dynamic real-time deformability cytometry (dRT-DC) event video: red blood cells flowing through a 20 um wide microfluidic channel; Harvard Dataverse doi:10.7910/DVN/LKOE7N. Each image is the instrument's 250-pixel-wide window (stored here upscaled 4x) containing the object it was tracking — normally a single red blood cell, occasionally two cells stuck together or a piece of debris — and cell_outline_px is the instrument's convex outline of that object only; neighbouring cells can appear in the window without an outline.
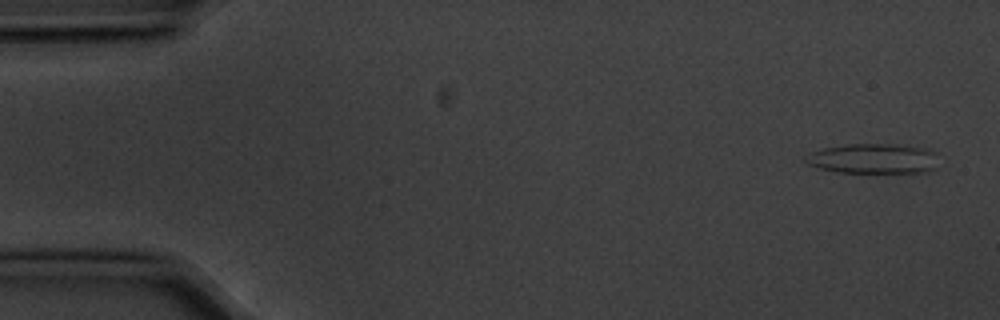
{"species": "common noctule bat (a hibernating species)", "species_latin": "Nyctalus noctula", "temperature_condition": "cold", "stored_images_in_passage": 5, "camera_frame_rate_fps": 3000, "um_per_image_px": 0.085, "animal": {"sex": "male", "body_mass_g": 20.1, "forearm_length_mm": 53.5}, "frame": {"image": 1, "passage_image": 1, "time_ms": 0.0, "image_size_px": [1000, 320], "cell_outline_px": [[936, 168], [928, 172], [836, 172], [820, 168], [808, 164], [804, 160], [812, 152], [824, 148], [848, 144], [892, 144], [928, 148], [936, 152]], "centroid_in_image_um": [74.28, 13.48], "position_along_channel_um": 10.7, "area_um2": 23.12}}
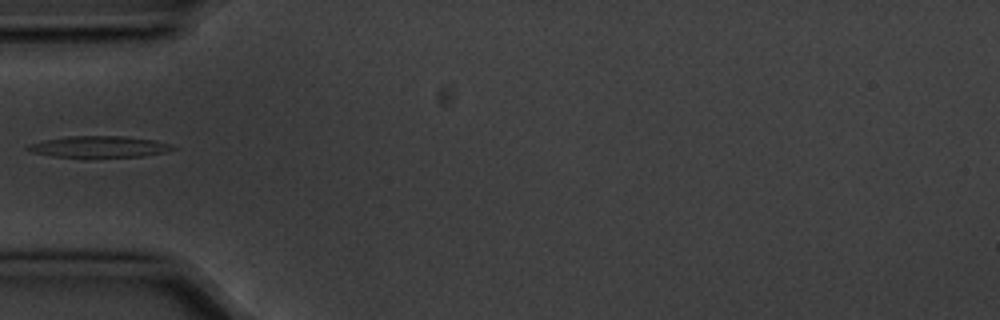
{"frame": {"image": 2, "passage_image": 5, "time_ms": 1.333, "image_size_px": [1000, 320], "cell_outline_px": [[180, 148], [168, 152], [144, 156], [84, 160], [56, 156], [32, 152], [24, 148], [28, 144], [44, 140], [68, 136], [124, 136], [156, 140], [172, 144]], "centroid_in_image_um": [8.49, 12.51], "position_along_channel_um": 76.5, "area_um2": 19.19}}